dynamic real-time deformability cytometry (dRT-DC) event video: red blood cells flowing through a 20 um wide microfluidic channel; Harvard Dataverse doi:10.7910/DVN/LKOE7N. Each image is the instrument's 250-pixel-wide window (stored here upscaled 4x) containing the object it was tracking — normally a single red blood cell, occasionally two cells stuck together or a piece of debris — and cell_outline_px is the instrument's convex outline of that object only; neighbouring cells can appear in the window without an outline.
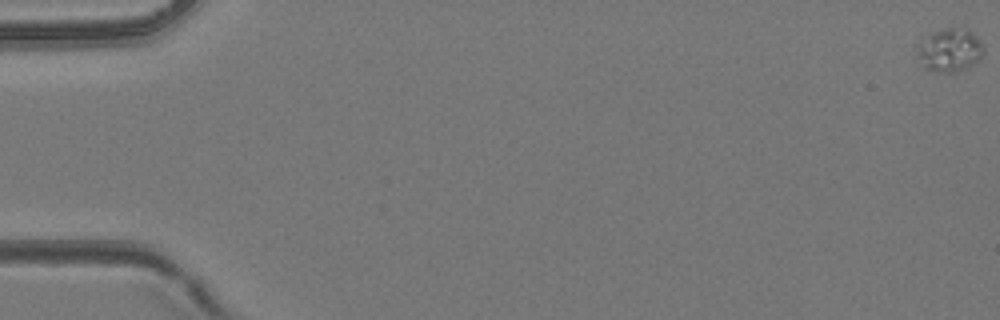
{"species": "common noctule bat (a hibernating species)", "species_latin": "Nyctalus noctula", "temperature_condition": "room temperature", "stored_images_in_passage": 6, "camera_frame_rate_fps": 3000, "um_per_image_px": 0.085, "animal": {"sex": "female", "body_mass_g": 24.6, "forearm_length_mm": 56.2}, "frame": {"image": 1, "passage_image": 1, "time_ms": 0.0, "image_size_px": [1000, 320], "cell_outline_px": [[984, 52], [972, 64], [956, 72], [940, 72], [924, 68], [920, 56], [920, 48], [928, 36], [944, 28], [952, 28], [972, 32], [984, 48]], "centroid_in_image_um": [80.78, 4.28], "position_along_channel_um": 4.2, "area_um2": 15.55}}
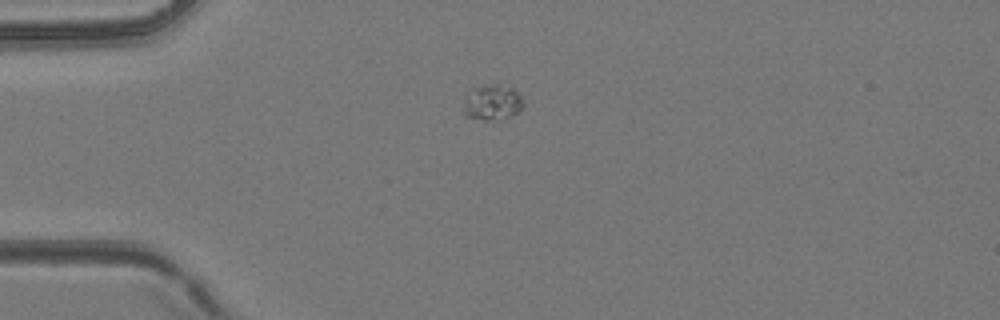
{"frame": {"image": 2, "passage_image": 5, "time_ms": 4.333, "image_size_px": [1000, 320], "cell_outline_px": [[524, 108], [512, 116], [488, 120], [484, 120], [464, 116], [464, 108], [472, 88], [480, 84], [500, 84], [512, 88], [520, 96], [524, 104]], "centroid_in_image_um": [41.88, 8.69], "position_along_channel_um": 43.1, "area_um2": 12.25}}